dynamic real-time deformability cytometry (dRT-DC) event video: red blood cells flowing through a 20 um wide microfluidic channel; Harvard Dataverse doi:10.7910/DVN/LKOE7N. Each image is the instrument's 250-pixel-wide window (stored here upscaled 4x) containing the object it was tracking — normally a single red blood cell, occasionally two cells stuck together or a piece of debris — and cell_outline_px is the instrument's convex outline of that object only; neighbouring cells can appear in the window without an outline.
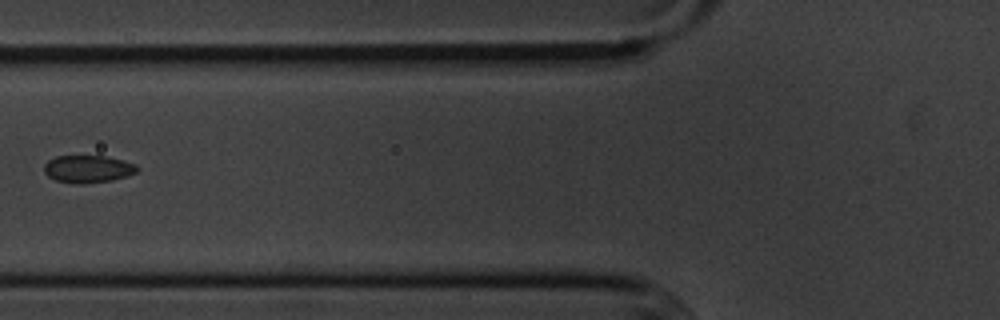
{"species": "common noctule bat (a hibernating species)", "species_latin": "Nyctalus noctula", "temperature_condition": "cold", "stored_images_in_passage": 6, "camera_frame_rate_fps": 3000, "um_per_image_px": 0.085, "animal": {"sex": "male", "body_mass_g": 20.1, "forearm_length_mm": 53.5}, "frame": {"image": 1, "passage_image": 3, "time_ms": 3.333, "image_size_px": [1000, 320], "cell_outline_px": [[140, 168], [136, 172], [128, 176], [112, 180], [80, 184], [76, 184], [56, 180], [48, 176], [44, 172], [44, 164], [48, 160], [56, 156], [104, 156], [124, 160], [136, 164]], "centroid_in_image_um": [7.49, 14.36], "position_along_channel_um": 118.3, "area_um2": 14.97}}
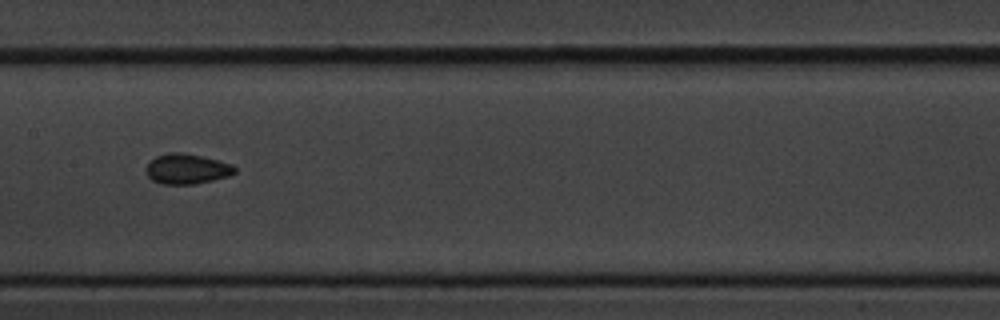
{"frame": {"image": 2, "passage_image": 5, "time_ms": 5.333, "image_size_px": [1000, 320], "cell_outline_px": [[236, 172], [228, 176], [212, 180], [192, 184], [164, 184], [152, 180], [148, 176], [144, 168], [156, 156], [168, 152], [184, 152], [232, 164], [236, 168]], "centroid_in_image_um": [15.86, 14.35], "position_along_channel_um": 191.5, "area_um2": 15.49}}
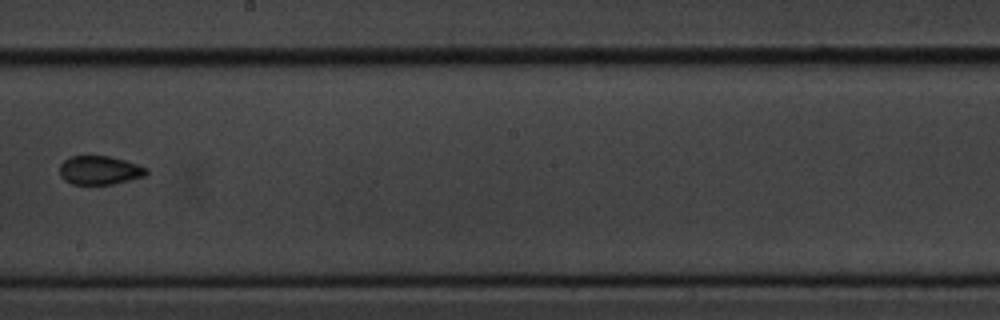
{"frame": {"image": 3, "passage_image": 6, "time_ms": 6.667, "image_size_px": [1000, 320], "cell_outline_px": [[148, 172], [144, 176], [112, 184], [72, 184], [64, 180], [60, 176], [60, 164], [64, 160], [72, 156], [108, 156], [124, 160], [148, 168]], "centroid_in_image_um": [8.45, 14.47], "position_along_channel_um": 239.8, "area_um2": 14.39}}